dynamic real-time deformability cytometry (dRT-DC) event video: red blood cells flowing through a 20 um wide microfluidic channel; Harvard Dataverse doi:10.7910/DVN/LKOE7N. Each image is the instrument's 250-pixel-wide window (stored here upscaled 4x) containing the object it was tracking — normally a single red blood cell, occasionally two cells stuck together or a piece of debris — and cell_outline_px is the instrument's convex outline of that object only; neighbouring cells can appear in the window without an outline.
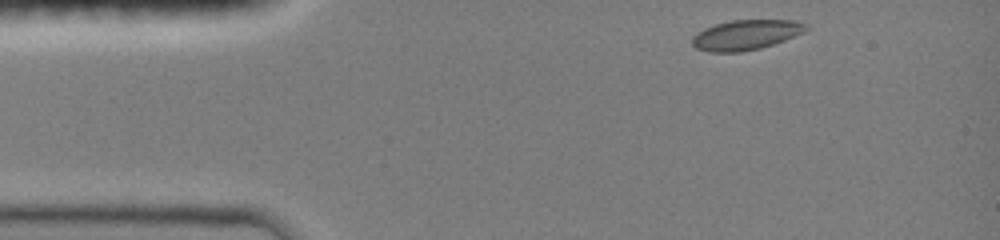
{"species": "common noctule bat (a hibernating species)", "species_latin": "Nyctalus noctula", "temperature_condition": "room temperature", "stored_images_in_passage": 5, "camera_frame_rate_fps": 3000, "um_per_image_px": 0.085, "animal": {"sex": "female", "body_mass_g": 19.0, "forearm_length_mm": 51.5}, "frame": {"image": 1, "passage_image": 1, "time_ms": 0.0, "image_size_px": [1000, 240], "cell_outline_px": [[812, 28], [804, 32], [784, 40], [760, 48], [740, 52], [708, 52], [696, 48], [692, 44], [692, 36], [696, 32], [704, 28], [716, 24], [732, 20], [796, 20], [808, 24]], "centroid_in_image_um": [63.42, 2.95], "position_along_channel_um": 21.6, "area_um2": 20.06}}
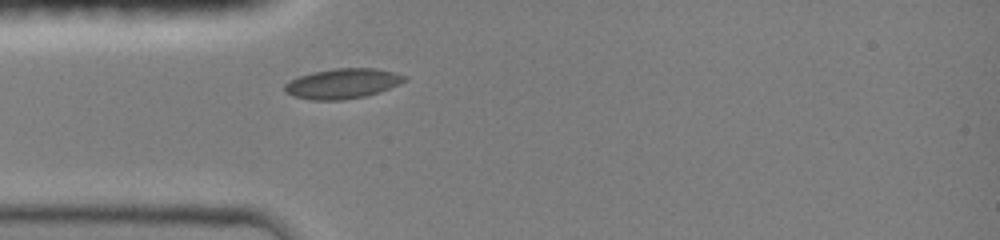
{"frame": {"image": 2, "passage_image": 5, "time_ms": 2.333, "image_size_px": [1000, 240], "cell_outline_px": [[408, 80], [388, 88], [364, 96], [344, 100], [312, 100], [292, 96], [284, 92], [284, 84], [288, 80], [312, 72], [336, 68], [376, 68], [408, 76]], "centroid_in_image_um": [29.07, 7.1], "position_along_channel_um": 55.9, "area_um2": 20.98}}